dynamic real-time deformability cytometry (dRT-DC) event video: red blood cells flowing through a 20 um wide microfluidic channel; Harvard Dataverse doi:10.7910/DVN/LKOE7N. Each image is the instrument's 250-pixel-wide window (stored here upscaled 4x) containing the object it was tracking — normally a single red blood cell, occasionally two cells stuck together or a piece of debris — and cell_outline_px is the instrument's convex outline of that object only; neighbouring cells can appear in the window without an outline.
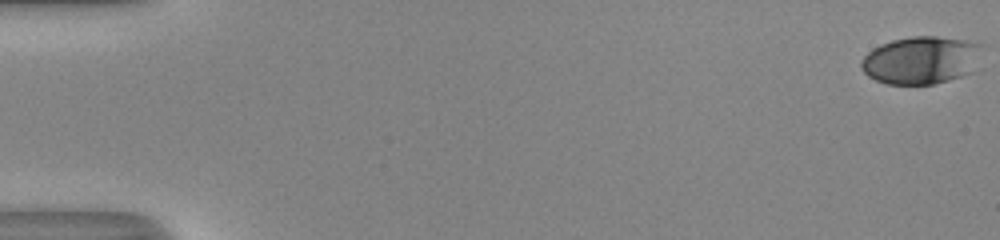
{"species": "human", "species_latin": "Homo sapiens", "temperature_condition": "room temperature", "stored_images_in_passage": 53, "camera_frame_rate_fps": 3000, "um_per_image_px": 0.085, "donor": {"sex": "male"}, "frame": {"image": 1, "passage_image": 1, "time_ms": 0.0, "image_size_px": [1000, 240], "cell_outline_px": [[984, 44], [972, 72], [948, 80], [932, 84], [888, 84], [876, 80], [868, 76], [860, 68], [860, 60], [872, 48], [880, 44], [892, 40], [912, 36], [936, 36], [964, 40]], "centroid_in_image_um": [78.26, 5.1], "position_along_channel_um": 6.7, "area_um2": 33.7}}
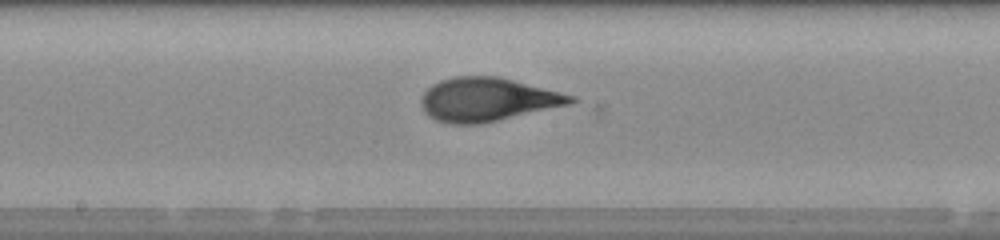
{"frame": {"image": 2, "passage_image": 30, "time_ms": 9.667, "image_size_px": [1000, 240], "cell_outline_px": [[580, 100], [572, 104], [480, 124], [448, 124], [436, 120], [428, 116], [424, 112], [420, 104], [420, 100], [424, 92], [432, 84], [440, 80], [456, 76], [496, 76], [576, 96]], "centroid_in_image_um": [41.42, 8.47], "position_along_channel_um": 206.8, "area_um2": 38.03}}
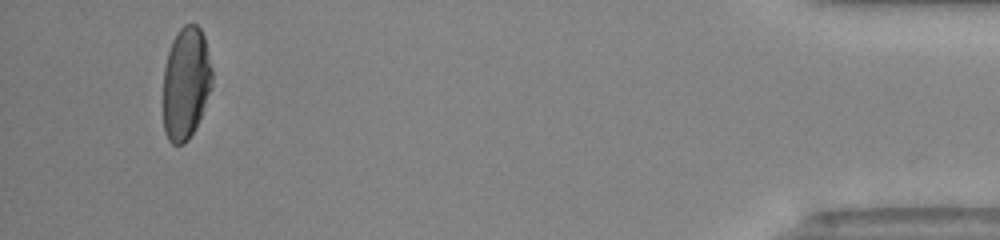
{"frame": {"image": 3, "passage_image": 51, "time_ms": 16.667, "image_size_px": [1000, 240], "cell_outline_px": [[212, 88], [196, 128], [188, 140], [184, 144], [172, 144], [168, 140], [164, 132], [164, 68], [168, 52], [172, 40], [176, 32], [184, 24], [196, 24], [200, 28], [204, 36], [212, 68]], "centroid_in_image_um": [15.81, 7.08], "position_along_channel_um": 419.4, "area_um2": 32.37}, "authors_computed_cell_mechanics": {"area_um2": 36.1828, "velocity_mm_per_s": 4.0865, "shape_relaxation_time_tau1_ms": 5.7598, "shape_relaxation_time_tau2_ms": 0.6168, "deformation_change_tau1": 0.2142, "deformation_change_tau2": 0.0581}}